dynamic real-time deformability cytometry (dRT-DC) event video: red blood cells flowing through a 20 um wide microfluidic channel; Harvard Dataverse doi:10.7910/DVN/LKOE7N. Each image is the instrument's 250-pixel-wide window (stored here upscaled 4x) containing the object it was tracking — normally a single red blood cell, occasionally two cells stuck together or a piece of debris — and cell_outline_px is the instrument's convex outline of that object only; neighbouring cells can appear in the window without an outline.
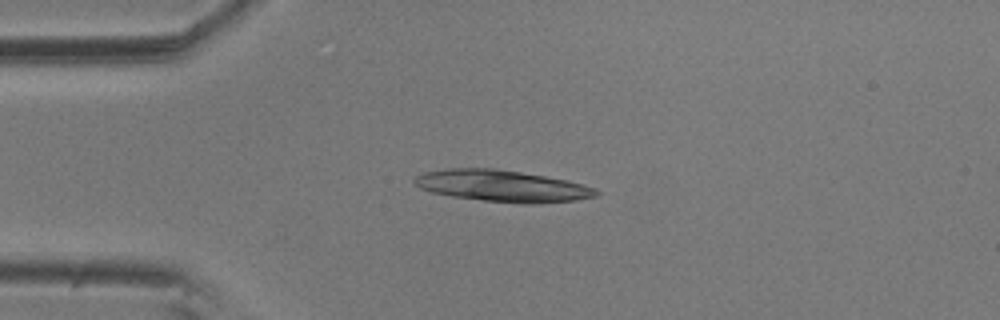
{"species": "common noctule bat (a hibernating species)", "species_latin": "Nyctalus noctula", "temperature_condition": "room temperature", "stored_images_in_passage": 9, "camera_frame_rate_fps": 3000, "um_per_image_px": 0.085, "animal": {"sex": "male", "body_mass_g": 20.5, "forearm_length_mm": 52.5}, "frame": {"image": 1, "passage_image": 4, "time_ms": 1.0, "image_size_px": [1000, 320], "cell_outline_px": [[600, 192], [596, 196], [576, 200], [540, 204], [524, 204], [484, 200], [452, 196], [432, 192], [420, 188], [412, 180], [416, 176], [424, 172], [448, 168], [496, 168], [568, 180], [584, 184], [596, 188]], "centroid_in_image_um": [42.73, 15.8], "position_along_channel_um": 42.3, "area_um2": 33.52}}